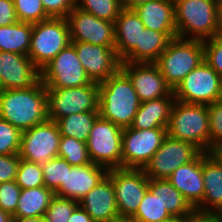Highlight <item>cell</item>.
<instances>
[{"mask_svg": "<svg viewBox=\"0 0 222 222\" xmlns=\"http://www.w3.org/2000/svg\"><path fill=\"white\" fill-rule=\"evenodd\" d=\"M79 202L60 196H54L43 219L45 222H68Z\"/></svg>", "mask_w": 222, "mask_h": 222, "instance_id": "37", "label": "cell"}, {"mask_svg": "<svg viewBox=\"0 0 222 222\" xmlns=\"http://www.w3.org/2000/svg\"><path fill=\"white\" fill-rule=\"evenodd\" d=\"M15 183L21 189L45 186L41 164L20 159Z\"/></svg>", "mask_w": 222, "mask_h": 222, "instance_id": "34", "label": "cell"}, {"mask_svg": "<svg viewBox=\"0 0 222 222\" xmlns=\"http://www.w3.org/2000/svg\"><path fill=\"white\" fill-rule=\"evenodd\" d=\"M177 37L205 41L218 35V0H173Z\"/></svg>", "mask_w": 222, "mask_h": 222, "instance_id": "3", "label": "cell"}, {"mask_svg": "<svg viewBox=\"0 0 222 222\" xmlns=\"http://www.w3.org/2000/svg\"><path fill=\"white\" fill-rule=\"evenodd\" d=\"M20 159L18 154L0 155V183L15 180Z\"/></svg>", "mask_w": 222, "mask_h": 222, "instance_id": "43", "label": "cell"}, {"mask_svg": "<svg viewBox=\"0 0 222 222\" xmlns=\"http://www.w3.org/2000/svg\"><path fill=\"white\" fill-rule=\"evenodd\" d=\"M107 173L106 167L95 163L66 167L65 184L55 191V195L79 202L104 179Z\"/></svg>", "mask_w": 222, "mask_h": 222, "instance_id": "19", "label": "cell"}, {"mask_svg": "<svg viewBox=\"0 0 222 222\" xmlns=\"http://www.w3.org/2000/svg\"><path fill=\"white\" fill-rule=\"evenodd\" d=\"M0 222H12V216L0 209Z\"/></svg>", "mask_w": 222, "mask_h": 222, "instance_id": "51", "label": "cell"}, {"mask_svg": "<svg viewBox=\"0 0 222 222\" xmlns=\"http://www.w3.org/2000/svg\"><path fill=\"white\" fill-rule=\"evenodd\" d=\"M167 128L138 130L131 127L122 132V168L143 169L162 145Z\"/></svg>", "mask_w": 222, "mask_h": 222, "instance_id": "11", "label": "cell"}, {"mask_svg": "<svg viewBox=\"0 0 222 222\" xmlns=\"http://www.w3.org/2000/svg\"><path fill=\"white\" fill-rule=\"evenodd\" d=\"M99 116L122 129L130 127L141 101L129 77L120 69L98 84Z\"/></svg>", "mask_w": 222, "mask_h": 222, "instance_id": "2", "label": "cell"}, {"mask_svg": "<svg viewBox=\"0 0 222 222\" xmlns=\"http://www.w3.org/2000/svg\"><path fill=\"white\" fill-rule=\"evenodd\" d=\"M61 134L55 121L45 122L22 132L19 157L37 164L58 157Z\"/></svg>", "mask_w": 222, "mask_h": 222, "instance_id": "13", "label": "cell"}, {"mask_svg": "<svg viewBox=\"0 0 222 222\" xmlns=\"http://www.w3.org/2000/svg\"><path fill=\"white\" fill-rule=\"evenodd\" d=\"M79 205L94 222H106L118 216L119 212L111 178L106 175L97 186L79 201Z\"/></svg>", "mask_w": 222, "mask_h": 222, "instance_id": "22", "label": "cell"}, {"mask_svg": "<svg viewBox=\"0 0 222 222\" xmlns=\"http://www.w3.org/2000/svg\"><path fill=\"white\" fill-rule=\"evenodd\" d=\"M55 192L45 186L22 189L12 218H43Z\"/></svg>", "mask_w": 222, "mask_h": 222, "instance_id": "28", "label": "cell"}, {"mask_svg": "<svg viewBox=\"0 0 222 222\" xmlns=\"http://www.w3.org/2000/svg\"><path fill=\"white\" fill-rule=\"evenodd\" d=\"M123 129L110 120L98 117L86 142L92 163L109 169L122 168Z\"/></svg>", "mask_w": 222, "mask_h": 222, "instance_id": "8", "label": "cell"}, {"mask_svg": "<svg viewBox=\"0 0 222 222\" xmlns=\"http://www.w3.org/2000/svg\"><path fill=\"white\" fill-rule=\"evenodd\" d=\"M58 157L64 158L71 166H82L92 163L86 142L73 137L61 136Z\"/></svg>", "mask_w": 222, "mask_h": 222, "instance_id": "32", "label": "cell"}, {"mask_svg": "<svg viewBox=\"0 0 222 222\" xmlns=\"http://www.w3.org/2000/svg\"><path fill=\"white\" fill-rule=\"evenodd\" d=\"M222 163V146H219L211 151Z\"/></svg>", "mask_w": 222, "mask_h": 222, "instance_id": "52", "label": "cell"}, {"mask_svg": "<svg viewBox=\"0 0 222 222\" xmlns=\"http://www.w3.org/2000/svg\"><path fill=\"white\" fill-rule=\"evenodd\" d=\"M22 132L0 118V155L18 154Z\"/></svg>", "mask_w": 222, "mask_h": 222, "instance_id": "38", "label": "cell"}, {"mask_svg": "<svg viewBox=\"0 0 222 222\" xmlns=\"http://www.w3.org/2000/svg\"><path fill=\"white\" fill-rule=\"evenodd\" d=\"M40 79L46 88H71L91 83L71 43L40 70Z\"/></svg>", "mask_w": 222, "mask_h": 222, "instance_id": "9", "label": "cell"}, {"mask_svg": "<svg viewBox=\"0 0 222 222\" xmlns=\"http://www.w3.org/2000/svg\"><path fill=\"white\" fill-rule=\"evenodd\" d=\"M133 217L137 222H165L173 218L159 197L154 196L149 189Z\"/></svg>", "mask_w": 222, "mask_h": 222, "instance_id": "31", "label": "cell"}, {"mask_svg": "<svg viewBox=\"0 0 222 222\" xmlns=\"http://www.w3.org/2000/svg\"><path fill=\"white\" fill-rule=\"evenodd\" d=\"M49 17L66 18L75 7L76 0H41Z\"/></svg>", "mask_w": 222, "mask_h": 222, "instance_id": "42", "label": "cell"}, {"mask_svg": "<svg viewBox=\"0 0 222 222\" xmlns=\"http://www.w3.org/2000/svg\"><path fill=\"white\" fill-rule=\"evenodd\" d=\"M165 222H188V219L181 217H173L172 219Z\"/></svg>", "mask_w": 222, "mask_h": 222, "instance_id": "53", "label": "cell"}, {"mask_svg": "<svg viewBox=\"0 0 222 222\" xmlns=\"http://www.w3.org/2000/svg\"><path fill=\"white\" fill-rule=\"evenodd\" d=\"M121 70L131 80L141 102L166 97L173 92L155 63L121 62Z\"/></svg>", "mask_w": 222, "mask_h": 222, "instance_id": "17", "label": "cell"}, {"mask_svg": "<svg viewBox=\"0 0 222 222\" xmlns=\"http://www.w3.org/2000/svg\"><path fill=\"white\" fill-rule=\"evenodd\" d=\"M71 42H86L115 48L114 22L99 19L74 7L67 15Z\"/></svg>", "mask_w": 222, "mask_h": 222, "instance_id": "15", "label": "cell"}, {"mask_svg": "<svg viewBox=\"0 0 222 222\" xmlns=\"http://www.w3.org/2000/svg\"><path fill=\"white\" fill-rule=\"evenodd\" d=\"M40 79V70L28 55L0 51V88L26 89Z\"/></svg>", "mask_w": 222, "mask_h": 222, "instance_id": "18", "label": "cell"}, {"mask_svg": "<svg viewBox=\"0 0 222 222\" xmlns=\"http://www.w3.org/2000/svg\"><path fill=\"white\" fill-rule=\"evenodd\" d=\"M71 43L66 18L50 17L33 24L28 56L41 70Z\"/></svg>", "mask_w": 222, "mask_h": 222, "instance_id": "6", "label": "cell"}, {"mask_svg": "<svg viewBox=\"0 0 222 222\" xmlns=\"http://www.w3.org/2000/svg\"><path fill=\"white\" fill-rule=\"evenodd\" d=\"M47 118L57 121L65 116L87 111H98L99 88L88 85L71 88H46Z\"/></svg>", "mask_w": 222, "mask_h": 222, "instance_id": "7", "label": "cell"}, {"mask_svg": "<svg viewBox=\"0 0 222 222\" xmlns=\"http://www.w3.org/2000/svg\"><path fill=\"white\" fill-rule=\"evenodd\" d=\"M144 28L134 9L122 8L114 22L115 50L121 61L140 45L141 32Z\"/></svg>", "mask_w": 222, "mask_h": 222, "instance_id": "23", "label": "cell"}, {"mask_svg": "<svg viewBox=\"0 0 222 222\" xmlns=\"http://www.w3.org/2000/svg\"><path fill=\"white\" fill-rule=\"evenodd\" d=\"M220 219H222V212L219 214H216Z\"/></svg>", "mask_w": 222, "mask_h": 222, "instance_id": "55", "label": "cell"}, {"mask_svg": "<svg viewBox=\"0 0 222 222\" xmlns=\"http://www.w3.org/2000/svg\"><path fill=\"white\" fill-rule=\"evenodd\" d=\"M43 170L44 185L54 192L65 184L66 167H72L64 158L55 157L41 164Z\"/></svg>", "mask_w": 222, "mask_h": 222, "instance_id": "35", "label": "cell"}, {"mask_svg": "<svg viewBox=\"0 0 222 222\" xmlns=\"http://www.w3.org/2000/svg\"><path fill=\"white\" fill-rule=\"evenodd\" d=\"M148 189L158 196L164 208L173 216L190 218L196 211L167 179H149Z\"/></svg>", "mask_w": 222, "mask_h": 222, "instance_id": "27", "label": "cell"}, {"mask_svg": "<svg viewBox=\"0 0 222 222\" xmlns=\"http://www.w3.org/2000/svg\"><path fill=\"white\" fill-rule=\"evenodd\" d=\"M19 21L35 24L50 17L46 14L41 0H13Z\"/></svg>", "mask_w": 222, "mask_h": 222, "instance_id": "36", "label": "cell"}, {"mask_svg": "<svg viewBox=\"0 0 222 222\" xmlns=\"http://www.w3.org/2000/svg\"><path fill=\"white\" fill-rule=\"evenodd\" d=\"M167 135L191 143L201 152H209V115L207 105L173 102Z\"/></svg>", "mask_w": 222, "mask_h": 222, "instance_id": "4", "label": "cell"}, {"mask_svg": "<svg viewBox=\"0 0 222 222\" xmlns=\"http://www.w3.org/2000/svg\"><path fill=\"white\" fill-rule=\"evenodd\" d=\"M210 135L209 152L222 146V102L216 101L207 105Z\"/></svg>", "mask_w": 222, "mask_h": 222, "instance_id": "39", "label": "cell"}, {"mask_svg": "<svg viewBox=\"0 0 222 222\" xmlns=\"http://www.w3.org/2000/svg\"><path fill=\"white\" fill-rule=\"evenodd\" d=\"M33 24L18 21L0 26V51L28 55Z\"/></svg>", "mask_w": 222, "mask_h": 222, "instance_id": "29", "label": "cell"}, {"mask_svg": "<svg viewBox=\"0 0 222 222\" xmlns=\"http://www.w3.org/2000/svg\"><path fill=\"white\" fill-rule=\"evenodd\" d=\"M148 1L152 0H119L121 7L125 9H134L141 4L147 3Z\"/></svg>", "mask_w": 222, "mask_h": 222, "instance_id": "47", "label": "cell"}, {"mask_svg": "<svg viewBox=\"0 0 222 222\" xmlns=\"http://www.w3.org/2000/svg\"><path fill=\"white\" fill-rule=\"evenodd\" d=\"M99 117L98 111L71 114L56 121L61 136L87 142L90 130Z\"/></svg>", "mask_w": 222, "mask_h": 222, "instance_id": "30", "label": "cell"}, {"mask_svg": "<svg viewBox=\"0 0 222 222\" xmlns=\"http://www.w3.org/2000/svg\"><path fill=\"white\" fill-rule=\"evenodd\" d=\"M75 7L110 22H115L122 10L119 0H76Z\"/></svg>", "mask_w": 222, "mask_h": 222, "instance_id": "33", "label": "cell"}, {"mask_svg": "<svg viewBox=\"0 0 222 222\" xmlns=\"http://www.w3.org/2000/svg\"><path fill=\"white\" fill-rule=\"evenodd\" d=\"M13 0H0V26L18 22Z\"/></svg>", "mask_w": 222, "mask_h": 222, "instance_id": "44", "label": "cell"}, {"mask_svg": "<svg viewBox=\"0 0 222 222\" xmlns=\"http://www.w3.org/2000/svg\"><path fill=\"white\" fill-rule=\"evenodd\" d=\"M177 32H158L144 28L137 45L121 62L155 63Z\"/></svg>", "mask_w": 222, "mask_h": 222, "instance_id": "24", "label": "cell"}, {"mask_svg": "<svg viewBox=\"0 0 222 222\" xmlns=\"http://www.w3.org/2000/svg\"><path fill=\"white\" fill-rule=\"evenodd\" d=\"M167 180L195 209L203 200L202 152L191 162L178 167Z\"/></svg>", "mask_w": 222, "mask_h": 222, "instance_id": "21", "label": "cell"}, {"mask_svg": "<svg viewBox=\"0 0 222 222\" xmlns=\"http://www.w3.org/2000/svg\"><path fill=\"white\" fill-rule=\"evenodd\" d=\"M202 61H204L203 41L176 37L169 42L155 64L166 83L174 90Z\"/></svg>", "mask_w": 222, "mask_h": 222, "instance_id": "5", "label": "cell"}, {"mask_svg": "<svg viewBox=\"0 0 222 222\" xmlns=\"http://www.w3.org/2000/svg\"><path fill=\"white\" fill-rule=\"evenodd\" d=\"M107 175L112 180L119 215L134 216L148 190L149 178L143 169L114 168Z\"/></svg>", "mask_w": 222, "mask_h": 222, "instance_id": "12", "label": "cell"}, {"mask_svg": "<svg viewBox=\"0 0 222 222\" xmlns=\"http://www.w3.org/2000/svg\"><path fill=\"white\" fill-rule=\"evenodd\" d=\"M91 82L100 84L121 69L115 48L86 42H71Z\"/></svg>", "mask_w": 222, "mask_h": 222, "instance_id": "16", "label": "cell"}, {"mask_svg": "<svg viewBox=\"0 0 222 222\" xmlns=\"http://www.w3.org/2000/svg\"><path fill=\"white\" fill-rule=\"evenodd\" d=\"M68 222H94L93 219L87 214V212L78 205L73 211Z\"/></svg>", "mask_w": 222, "mask_h": 222, "instance_id": "45", "label": "cell"}, {"mask_svg": "<svg viewBox=\"0 0 222 222\" xmlns=\"http://www.w3.org/2000/svg\"><path fill=\"white\" fill-rule=\"evenodd\" d=\"M218 101L222 102V80H221V84H220V94H219Z\"/></svg>", "mask_w": 222, "mask_h": 222, "instance_id": "54", "label": "cell"}, {"mask_svg": "<svg viewBox=\"0 0 222 222\" xmlns=\"http://www.w3.org/2000/svg\"><path fill=\"white\" fill-rule=\"evenodd\" d=\"M106 222H137V221H136L135 218L132 217V216H122V215H118V216H116V217H114V218L109 219V220L106 221Z\"/></svg>", "mask_w": 222, "mask_h": 222, "instance_id": "49", "label": "cell"}, {"mask_svg": "<svg viewBox=\"0 0 222 222\" xmlns=\"http://www.w3.org/2000/svg\"><path fill=\"white\" fill-rule=\"evenodd\" d=\"M200 153L195 145L167 135L143 170L149 179H167L178 167L193 161Z\"/></svg>", "mask_w": 222, "mask_h": 222, "instance_id": "14", "label": "cell"}, {"mask_svg": "<svg viewBox=\"0 0 222 222\" xmlns=\"http://www.w3.org/2000/svg\"><path fill=\"white\" fill-rule=\"evenodd\" d=\"M217 25L218 35H222V0H218L217 3Z\"/></svg>", "mask_w": 222, "mask_h": 222, "instance_id": "48", "label": "cell"}, {"mask_svg": "<svg viewBox=\"0 0 222 222\" xmlns=\"http://www.w3.org/2000/svg\"><path fill=\"white\" fill-rule=\"evenodd\" d=\"M222 78L218 73L202 61L173 90L175 100L209 105L218 101Z\"/></svg>", "mask_w": 222, "mask_h": 222, "instance_id": "10", "label": "cell"}, {"mask_svg": "<svg viewBox=\"0 0 222 222\" xmlns=\"http://www.w3.org/2000/svg\"><path fill=\"white\" fill-rule=\"evenodd\" d=\"M204 61L222 78V35L203 41Z\"/></svg>", "mask_w": 222, "mask_h": 222, "instance_id": "40", "label": "cell"}, {"mask_svg": "<svg viewBox=\"0 0 222 222\" xmlns=\"http://www.w3.org/2000/svg\"><path fill=\"white\" fill-rule=\"evenodd\" d=\"M21 190L15 180L0 183V209L12 216L16 211Z\"/></svg>", "mask_w": 222, "mask_h": 222, "instance_id": "41", "label": "cell"}, {"mask_svg": "<svg viewBox=\"0 0 222 222\" xmlns=\"http://www.w3.org/2000/svg\"><path fill=\"white\" fill-rule=\"evenodd\" d=\"M204 196L195 208L198 214L222 212V163L212 152H202Z\"/></svg>", "mask_w": 222, "mask_h": 222, "instance_id": "20", "label": "cell"}, {"mask_svg": "<svg viewBox=\"0 0 222 222\" xmlns=\"http://www.w3.org/2000/svg\"><path fill=\"white\" fill-rule=\"evenodd\" d=\"M174 101L172 92L166 97L141 102L130 127L138 130L167 128Z\"/></svg>", "mask_w": 222, "mask_h": 222, "instance_id": "25", "label": "cell"}, {"mask_svg": "<svg viewBox=\"0 0 222 222\" xmlns=\"http://www.w3.org/2000/svg\"><path fill=\"white\" fill-rule=\"evenodd\" d=\"M0 118L21 132L45 122L47 90L41 79L26 89L1 90Z\"/></svg>", "mask_w": 222, "mask_h": 222, "instance_id": "1", "label": "cell"}, {"mask_svg": "<svg viewBox=\"0 0 222 222\" xmlns=\"http://www.w3.org/2000/svg\"><path fill=\"white\" fill-rule=\"evenodd\" d=\"M188 222H221V220L217 215L195 213L188 218Z\"/></svg>", "mask_w": 222, "mask_h": 222, "instance_id": "46", "label": "cell"}, {"mask_svg": "<svg viewBox=\"0 0 222 222\" xmlns=\"http://www.w3.org/2000/svg\"><path fill=\"white\" fill-rule=\"evenodd\" d=\"M12 222H45L43 218H12Z\"/></svg>", "mask_w": 222, "mask_h": 222, "instance_id": "50", "label": "cell"}, {"mask_svg": "<svg viewBox=\"0 0 222 222\" xmlns=\"http://www.w3.org/2000/svg\"><path fill=\"white\" fill-rule=\"evenodd\" d=\"M145 28L158 32H177L173 0H152L134 8Z\"/></svg>", "mask_w": 222, "mask_h": 222, "instance_id": "26", "label": "cell"}]
</instances>
